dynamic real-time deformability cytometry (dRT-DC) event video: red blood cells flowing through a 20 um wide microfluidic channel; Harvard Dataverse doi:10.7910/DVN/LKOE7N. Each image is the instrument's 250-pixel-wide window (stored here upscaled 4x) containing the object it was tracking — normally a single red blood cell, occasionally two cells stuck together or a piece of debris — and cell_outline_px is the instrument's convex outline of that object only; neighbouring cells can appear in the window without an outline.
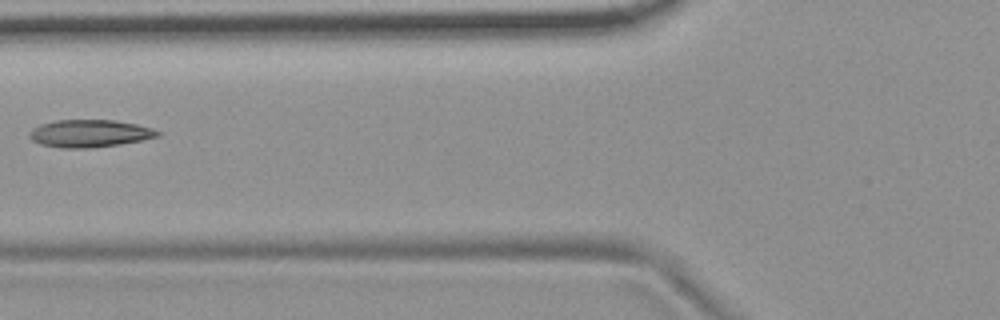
{"species": "common noctule bat (a hibernating species)", "species_latin": "Nyctalus noctula", "temperature_condition": "room temperature", "stored_images_in_passage": 7, "camera_frame_rate_fps": 3000, "um_per_image_px": 0.085, "animal": {"sex": "female", "body_mass_g": 19.9}, "frame": {"image": 1, "passage_image": 6, "time_ms": 1.667, "image_size_px": [1000, 320], "cell_outline_px": [[160, 136], [120, 144], [88, 148], [60, 148], [40, 144], [32, 140], [28, 136], [28, 132], [32, 128], [40, 124], [56, 120], [112, 120], [136, 124], [152, 128], [160, 132]], "centroid_in_image_um": [7.57, 11.34], "position_along_channel_um": 118.2, "area_um2": 20.52}}
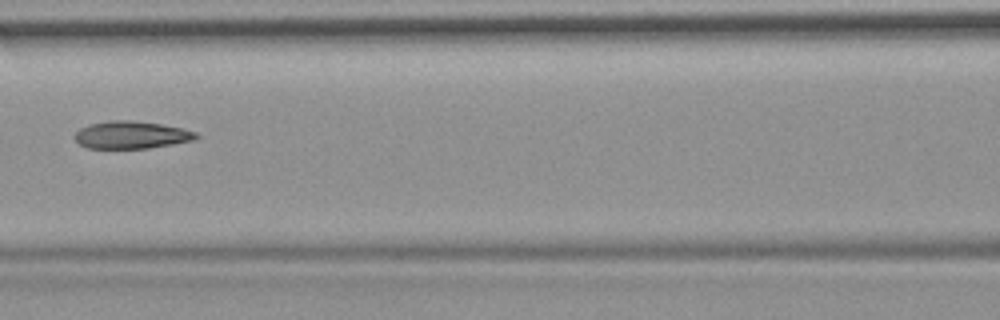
{"frame": {"image": 2, "passage_image": 7, "time_ms": 2.0, "image_size_px": [1000, 320], "cell_outline_px": [[200, 136], [192, 140], [172, 144], [148, 148], [88, 148], [80, 144], [76, 140], [76, 132], [80, 128], [88, 124], [108, 120], [132, 120], [160, 124], [180, 128], [196, 132]], "centroid_in_image_um": [11.14, 11.46], "position_along_channel_um": 155.5, "area_um2": 19.25}}